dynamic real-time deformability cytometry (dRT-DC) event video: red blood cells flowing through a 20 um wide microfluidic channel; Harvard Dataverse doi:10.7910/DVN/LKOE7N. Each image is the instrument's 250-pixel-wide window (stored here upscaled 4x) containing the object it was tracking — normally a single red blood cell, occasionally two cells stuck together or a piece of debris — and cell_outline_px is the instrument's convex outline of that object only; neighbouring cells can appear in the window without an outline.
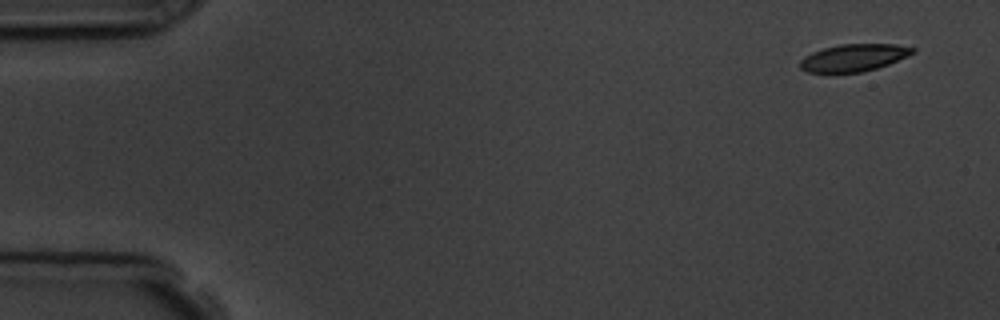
{"species": "common noctule bat (a hibernating species)", "species_latin": "Nyctalus noctula", "temperature_condition": "room temperature", "stored_images_in_passage": 3, "segment_of_instrument_passage": [2, 2], "camera_frame_rate_fps": 3000, "um_per_image_px": 0.085, "animal": {"sex": "male", "body_mass_g": 19.5, "forearm_length_mm": 54.6}, "frame": {"image": 1, "passage_image": 3, "time_ms": 3.333, "image_size_px": [1000, 320], "cell_outline_px": [[916, 52], [908, 56], [888, 64], [876, 68], [860, 72], [808, 72], [800, 68], [800, 60], [804, 56], [812, 52], [824, 48], [840, 44], [896, 44], [916, 48]], "centroid_in_image_um": [72.58, 4.89], "position_along_channel_um": 12.4, "area_um2": 17.8}}